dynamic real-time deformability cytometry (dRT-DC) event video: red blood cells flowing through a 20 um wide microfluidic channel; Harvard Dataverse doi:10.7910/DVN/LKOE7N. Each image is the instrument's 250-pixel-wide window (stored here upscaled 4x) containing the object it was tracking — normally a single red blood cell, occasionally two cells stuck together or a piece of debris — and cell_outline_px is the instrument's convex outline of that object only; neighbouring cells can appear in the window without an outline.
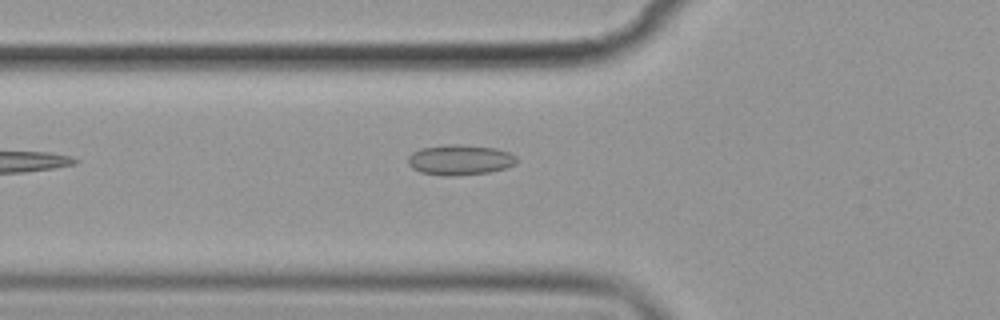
{"species": "common noctule bat (a hibernating species)", "species_latin": "Nyctalus noctula", "temperature_condition": "cold", "stored_images_in_passage": 6, "camera_frame_rate_fps": 3000, "um_per_image_px": 0.085, "animal": {"sex": "female", "body_mass_g": 19.9}, "frame": {"image": 1, "passage_image": 6, "time_ms": 6.667, "image_size_px": [1000, 320], "cell_outline_px": [[516, 164], [504, 168], [488, 172], [456, 176], [444, 176], [420, 172], [412, 168], [408, 164], [408, 156], [412, 152], [420, 148], [448, 144], [456, 144], [496, 148], [508, 152], [516, 156]], "centroid_in_image_um": [39.06, 13.59], "position_along_channel_um": 86.7, "area_um2": 19.25}}